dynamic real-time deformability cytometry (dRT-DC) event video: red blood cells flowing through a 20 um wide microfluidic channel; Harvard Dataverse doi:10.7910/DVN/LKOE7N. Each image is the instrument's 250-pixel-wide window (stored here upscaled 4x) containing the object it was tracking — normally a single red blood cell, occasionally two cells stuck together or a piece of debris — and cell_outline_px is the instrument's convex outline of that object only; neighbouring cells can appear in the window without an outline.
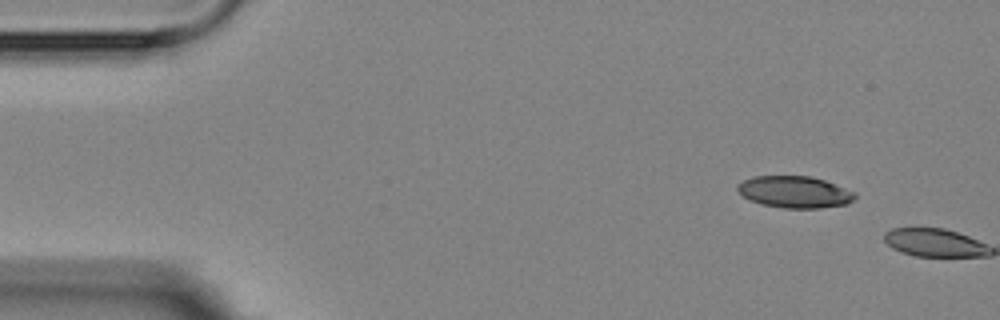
{"species": "Egyptian fruit bat (a non-hibernating species)", "species_latin": "Rousettus aegyptiacus", "temperature_condition": "room temperature", "stored_images_in_passage": 2, "camera_frame_rate_fps": 3000, "um_per_image_px": 0.085, "animal": {"sex": "female"}, "frame": {"image": 1, "passage_image": 1, "time_ms": 0.0, "image_size_px": [1000, 320], "cell_outline_px": [[856, 196], [848, 204], [820, 208], [784, 208], [760, 204], [748, 200], [736, 188], [744, 180], [752, 176], [812, 176], [824, 180], [856, 192]], "centroid_in_image_um": [67.56, 16.32], "position_along_channel_um": 17.4, "area_um2": 21.73}}